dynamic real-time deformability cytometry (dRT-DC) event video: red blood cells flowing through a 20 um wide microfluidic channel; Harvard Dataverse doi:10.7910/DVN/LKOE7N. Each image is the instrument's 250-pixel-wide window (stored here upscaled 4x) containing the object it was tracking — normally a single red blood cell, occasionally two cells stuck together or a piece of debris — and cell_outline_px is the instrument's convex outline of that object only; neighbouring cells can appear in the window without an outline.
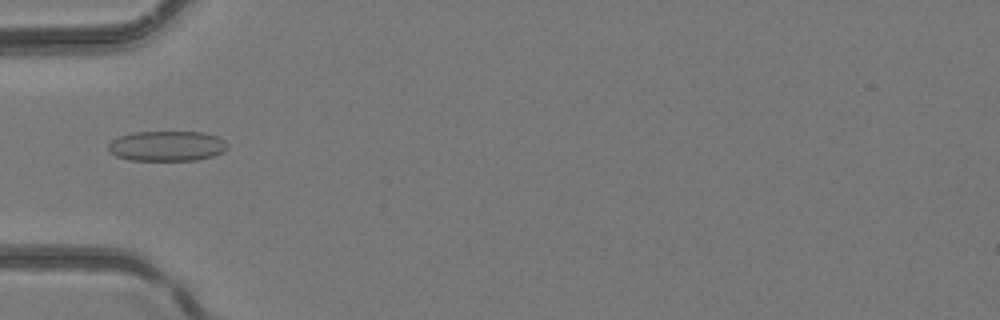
{"species": "common noctule bat (a hibernating species)", "species_latin": "Nyctalus noctula", "temperature_condition": "room temperature", "stored_images_in_passage": 33, "camera_frame_rate_fps": 3000, "um_per_image_px": 0.085, "animal": {"sex": "female", "body_mass_g": 24.6, "forearm_length_mm": 56.2}, "frame": {"image": 1, "passage_image": 1, "time_ms": 0.0, "image_size_px": [1000, 320], "cell_outline_px": [[228, 148], [212, 156], [196, 160], [132, 160], [116, 156], [108, 148], [108, 144], [112, 140], [120, 136], [132, 132], [204, 132], [216, 136], [224, 140]], "centroid_in_image_um": [14.18, 12.4], "position_along_channel_um": 70.8, "area_um2": 20.75}}
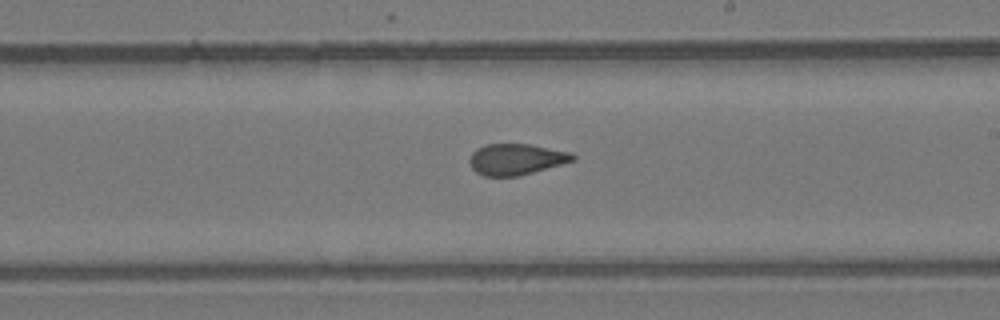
{"frame": {"image": 2, "passage_image": 13, "time_ms": 4.0, "image_size_px": [1000, 320], "cell_outline_px": [[576, 160], [532, 172], [516, 176], [484, 176], [476, 172], [472, 168], [468, 160], [472, 152], [476, 148], [484, 144], [532, 144], [572, 152], [576, 156]], "centroid_in_image_um": [43.87, 13.52], "position_along_channel_um": 245.1, "area_um2": 18.84}}
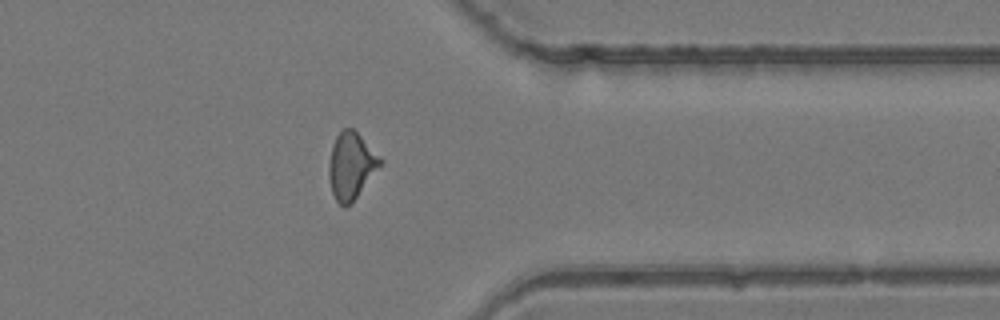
{"frame": {"image": 3, "passage_image": 23, "time_ms": 7.333, "image_size_px": [1000, 320], "cell_outline_px": [[384, 160], [356, 196], [344, 208], [336, 200], [332, 192], [328, 176], [328, 164], [332, 144], [336, 136], [344, 128], [352, 128]], "centroid_in_image_um": [29.81, 14.06], "position_along_channel_um": 381.6, "area_um2": 19.48}}